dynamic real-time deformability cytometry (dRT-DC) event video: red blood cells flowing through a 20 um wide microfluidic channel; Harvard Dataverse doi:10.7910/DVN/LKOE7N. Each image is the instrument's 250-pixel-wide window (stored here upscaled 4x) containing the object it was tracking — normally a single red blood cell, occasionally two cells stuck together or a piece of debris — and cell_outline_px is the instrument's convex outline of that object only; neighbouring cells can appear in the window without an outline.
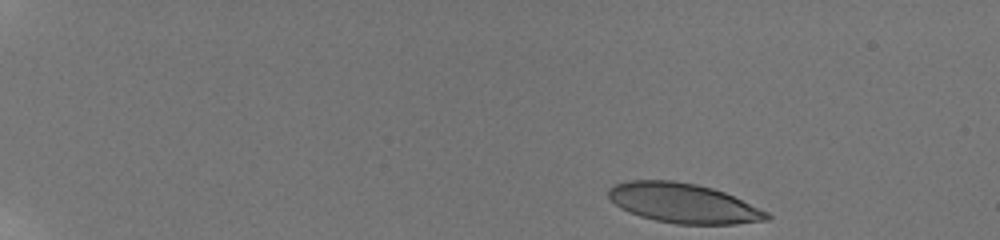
{"species": "human", "species_latin": "Homo sapiens", "temperature_condition": "room temperature", "stored_images_in_passage": 27, "camera_frame_rate_fps": 3000, "um_per_image_px": 0.085, "donor": {"sex": "male"}, "frame": {"image": 1, "passage_image": 1, "time_ms": 0.0, "image_size_px": [1000, 240], "cell_outline_px": [[772, 216], [768, 220], [732, 224], [676, 224], [656, 220], [640, 216], [628, 212], [620, 208], [608, 196], [608, 188], [616, 184], [628, 180], [672, 180], [696, 184], [712, 188], [724, 192], [768, 212]], "centroid_in_image_um": [58.07, 17.27], "position_along_channel_um": 26.9, "area_um2": 36.47}}
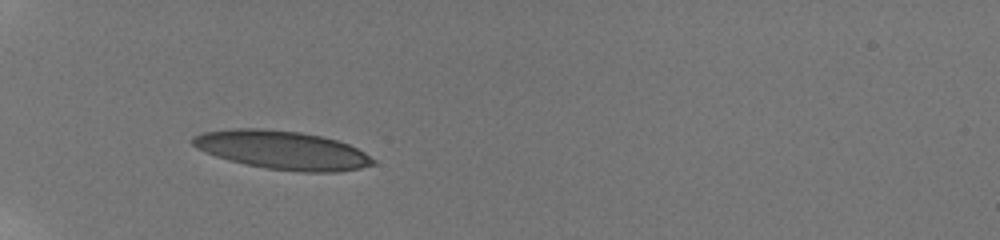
{"frame": {"image": 2, "passage_image": 15, "time_ms": 4.0, "image_size_px": [1000, 240], "cell_outline_px": [[376, 164], [360, 168], [340, 172], [300, 172], [268, 168], [244, 164], [228, 160], [216, 156], [196, 148], [188, 140], [192, 136], [204, 132], [232, 128], [264, 128], [300, 132], [320, 136], [336, 140], [348, 144], [364, 152], [376, 160]], "centroid_in_image_um": [23.97, 12.75], "position_along_channel_um": 61.0, "area_um2": 40.69}}
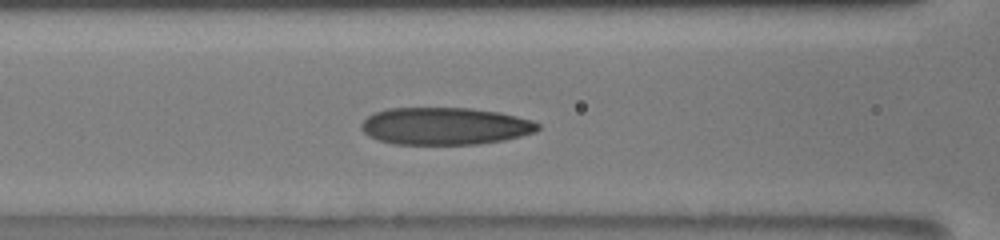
{"frame": {"image": 3, "passage_image": 22, "time_ms": 6.333, "image_size_px": [1000, 240], "cell_outline_px": [[540, 128], [536, 132], [504, 140], [480, 144], [392, 144], [368, 136], [360, 128], [360, 124], [368, 116], [376, 112], [388, 108], [472, 108], [500, 112], [532, 120], [540, 124]], "centroid_in_image_um": [37.83, 10.72], "position_along_channel_um": 128.8, "area_um2": 38.55}}